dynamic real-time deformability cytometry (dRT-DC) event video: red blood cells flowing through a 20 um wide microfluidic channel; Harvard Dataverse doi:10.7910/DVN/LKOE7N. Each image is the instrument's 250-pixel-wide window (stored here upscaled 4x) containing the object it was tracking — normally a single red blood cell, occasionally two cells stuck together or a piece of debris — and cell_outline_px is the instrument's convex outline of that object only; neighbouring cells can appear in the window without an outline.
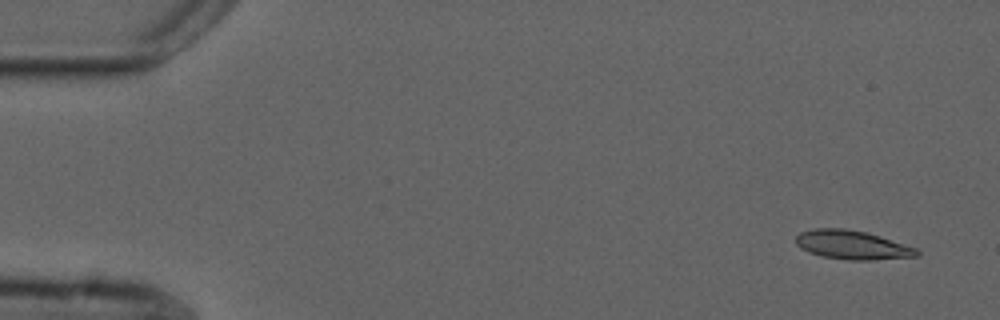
{"species": "common noctule bat (a hibernating species)", "species_latin": "Nyctalus noctula", "temperature_condition": "cold", "stored_images_in_passage": 4, "camera_frame_rate_fps": 3000, "um_per_image_px": 0.085, "animal": {"sex": "male", "forearm_length_mm": 52.5}, "frame": {"image": 1, "passage_image": 1, "time_ms": 0.0, "image_size_px": [1000, 320], "cell_outline_px": [[920, 256], [872, 260], [848, 260], [820, 256], [808, 252], [800, 248], [796, 244], [796, 236], [800, 232], [816, 228], [844, 228], [868, 232], [916, 248], [920, 252]], "centroid_in_image_um": [72.43, 20.82], "position_along_channel_um": 12.6, "area_um2": 20.52}}
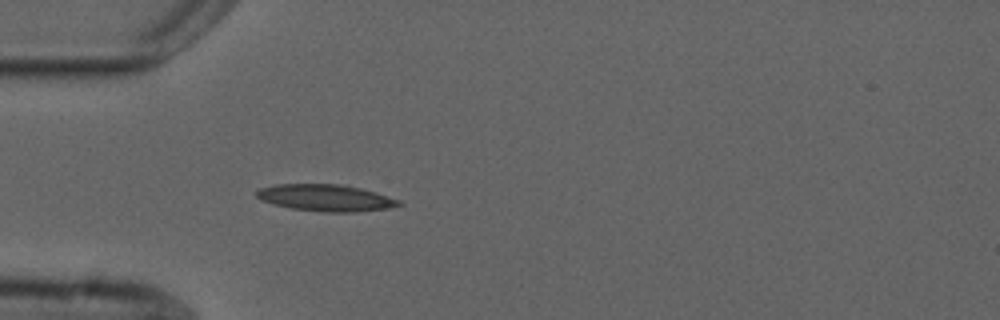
{"frame": {"image": 2, "passage_image": 4, "time_ms": 4.333, "image_size_px": [1000, 320], "cell_outline_px": [[404, 204], [388, 208], [356, 212], [324, 212], [292, 208], [272, 204], [260, 200], [256, 196], [256, 192], [260, 188], [276, 184], [336, 184], [360, 188], [376, 192], [400, 200]], "centroid_in_image_um": [27.68, 16.82], "position_along_channel_um": 57.3, "area_um2": 22.14}}